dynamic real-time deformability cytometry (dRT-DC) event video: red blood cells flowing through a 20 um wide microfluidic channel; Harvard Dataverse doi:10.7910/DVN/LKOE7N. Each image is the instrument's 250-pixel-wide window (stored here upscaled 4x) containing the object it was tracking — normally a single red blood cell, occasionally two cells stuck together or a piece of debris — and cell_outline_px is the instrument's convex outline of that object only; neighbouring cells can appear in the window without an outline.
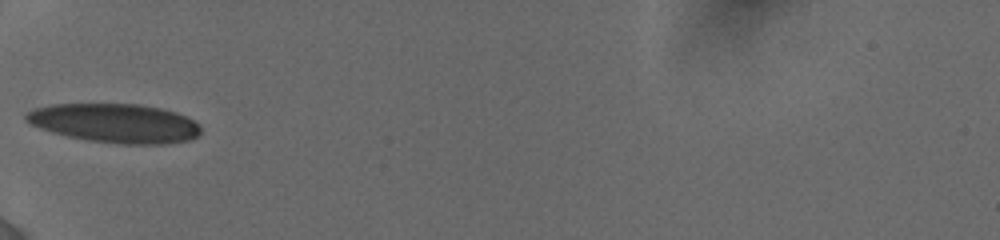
{"species": "human", "species_latin": "Homo sapiens", "temperature_condition": "cold", "stored_images_in_passage": 43, "camera_frame_rate_fps": 3000, "um_per_image_px": 0.085, "donor": {"sex": "female"}, "frame": {"image": 1, "passage_image": 1, "time_ms": 0.0, "image_size_px": [1000, 240], "cell_outline_px": [[200, 132], [196, 136], [188, 140], [160, 144], [124, 144], [88, 140], [68, 136], [52, 132], [40, 128], [24, 120], [24, 112], [36, 108], [52, 104], [140, 104], [160, 108], [176, 112], [200, 124]], "centroid_in_image_um": [9.74, 10.46], "position_along_channel_um": 75.3, "area_um2": 39.59}}
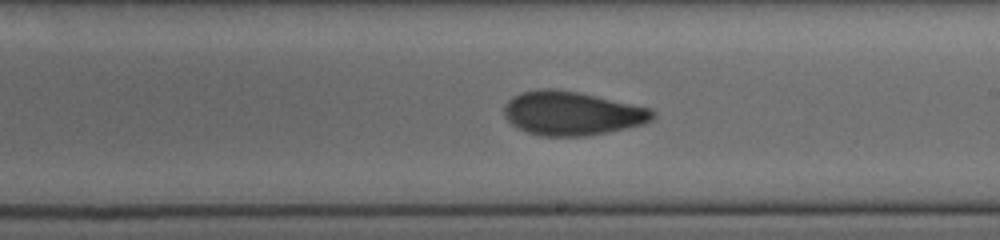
{"frame": {"image": 2, "passage_image": 17, "time_ms": 4.333, "image_size_px": [1000, 240], "cell_outline_px": [[656, 116], [652, 120], [644, 124], [588, 136], [540, 136], [528, 132], [512, 124], [504, 116], [504, 104], [512, 96], [520, 92], [540, 88], [556, 88], [576, 92], [652, 108], [656, 112]], "centroid_in_image_um": [48.61, 9.62], "position_along_channel_um": 240.4, "area_um2": 38.09}}
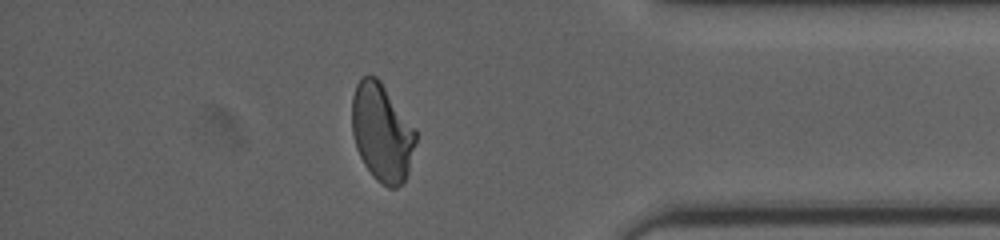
{"frame": {"image": 3, "passage_image": 35, "time_ms": 9.0, "image_size_px": [1000, 240], "cell_outline_px": [[416, 140], [408, 172], [404, 180], [396, 188], [388, 188], [376, 180], [372, 176], [364, 164], [356, 148], [352, 132], [352, 96], [356, 84], [364, 76], [376, 76], [380, 80], [416, 128]], "centroid_in_image_um": [32.46, 11.26], "position_along_channel_um": 402.7, "area_um2": 36.47}, "authors_computed_cell_mechanics": {"area_um2": 37.3388, "velocity_mm_per_s": 3.8674, "shape_relaxation_time_tau1_ms": 6.0697, "shape_relaxation_time_tau2_ms": 1.4838, "deformation_change_tau1": 0.1681, "deformation_change_tau2": 0.0671}}